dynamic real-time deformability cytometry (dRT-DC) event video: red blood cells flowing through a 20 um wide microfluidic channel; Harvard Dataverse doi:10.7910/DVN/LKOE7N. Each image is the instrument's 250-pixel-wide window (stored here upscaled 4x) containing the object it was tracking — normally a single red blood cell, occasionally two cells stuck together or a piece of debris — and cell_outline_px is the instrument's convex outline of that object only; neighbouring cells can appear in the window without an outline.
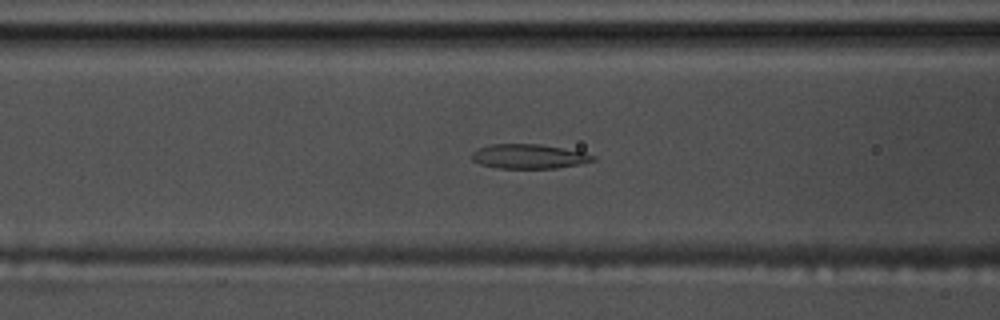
{"species": "common noctule bat (a hibernating species)", "species_latin": "Nyctalus noctula", "temperature_condition": "warm", "stored_images_in_passage": 49, "camera_frame_rate_fps": 3000, "um_per_image_px": 0.085, "animal": {"sex": "male", "body_mass_g": 17.5, "forearm_length_mm": 52.3}, "frame": {"image": 1, "passage_image": 23, "time_ms": 7.333, "image_size_px": [1000, 320], "cell_outline_px": [[596, 160], [580, 164], [556, 168], [496, 168], [480, 164], [472, 160], [472, 152], [476, 148], [492, 144], [540, 144], [584, 152], [596, 156]], "centroid_in_image_um": [44.94, 13.29], "position_along_channel_um": 121.7, "area_um2": 17.34}}
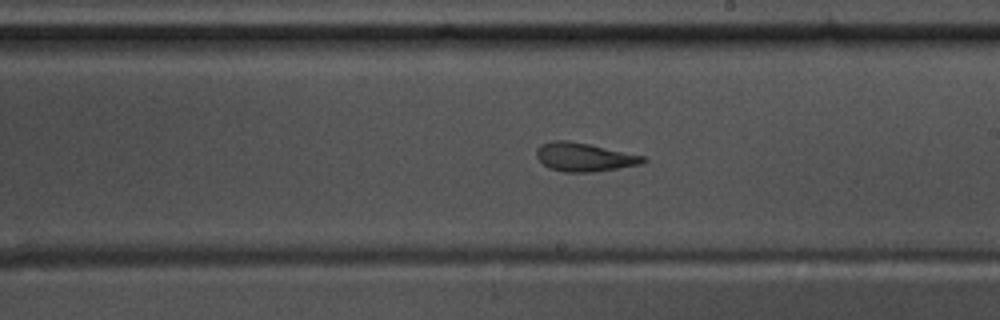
{"frame": {"image": 2, "passage_image": 33, "time_ms": 10.667, "image_size_px": [1000, 320], "cell_outline_px": [[648, 160], [640, 164], [592, 172], [564, 172], [548, 168], [536, 156], [536, 148], [540, 144], [552, 140], [568, 140], [588, 144], [644, 156]], "centroid_in_image_um": [49.6, 13.34], "position_along_channel_um": 239.4, "area_um2": 17.63}}
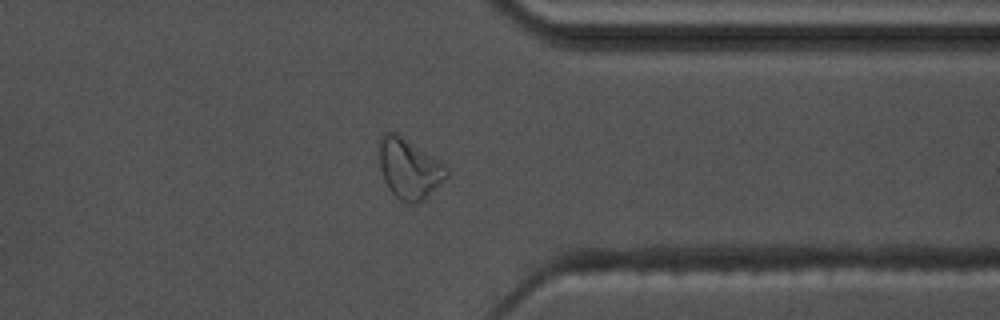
{"frame": {"image": 3, "passage_image": 45, "time_ms": 14.667, "image_size_px": [1000, 320], "cell_outline_px": [[448, 176], [424, 200], [416, 204], [412, 204], [400, 200], [392, 192], [384, 180], [380, 168], [380, 136], [384, 132], [396, 132], [444, 164], [448, 172]], "centroid_in_image_um": [34.78, 14.34], "position_along_channel_um": 376.6, "area_um2": 23.29}, "authors_computed_cell_mechanics": {"area_um2": 18.7272, "velocity_mm_per_s": 3.5447, "shape_relaxation_time_tau1_ms": null, "shape_relaxation_time_tau2_ms": 2.1751, "deformation_change_tau1": null, "deformation_change_tau2": 0.084}}